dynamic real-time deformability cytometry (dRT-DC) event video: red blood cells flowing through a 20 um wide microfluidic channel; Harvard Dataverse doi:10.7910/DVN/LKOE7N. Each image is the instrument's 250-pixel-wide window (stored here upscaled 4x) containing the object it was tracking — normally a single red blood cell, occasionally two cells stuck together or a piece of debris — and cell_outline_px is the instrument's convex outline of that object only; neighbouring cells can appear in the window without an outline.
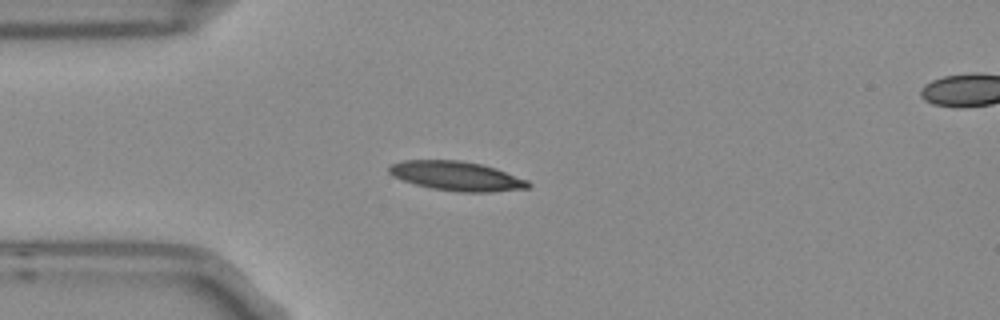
{"species": "Egyptian fruit bat (a non-hibernating species)", "species_latin": "Rousettus aegyptiacus", "temperature_condition": "room temperature", "stored_images_in_passage": 4, "segment_of_instrument_passage": [1, 2], "camera_frame_rate_fps": 3000, "um_per_image_px": 0.085, "frame": {"image": 1, "passage_image": 3, "time_ms": 0.667, "image_size_px": [1000, 320], "cell_outline_px": [[532, 184], [528, 188], [492, 192], [456, 192], [432, 188], [416, 184], [392, 176], [388, 172], [388, 168], [392, 164], [404, 160], [460, 160], [480, 164], [496, 168], [528, 180]], "centroid_in_image_um": [38.84, 14.96], "position_along_channel_um": 46.2, "area_um2": 23.76}}